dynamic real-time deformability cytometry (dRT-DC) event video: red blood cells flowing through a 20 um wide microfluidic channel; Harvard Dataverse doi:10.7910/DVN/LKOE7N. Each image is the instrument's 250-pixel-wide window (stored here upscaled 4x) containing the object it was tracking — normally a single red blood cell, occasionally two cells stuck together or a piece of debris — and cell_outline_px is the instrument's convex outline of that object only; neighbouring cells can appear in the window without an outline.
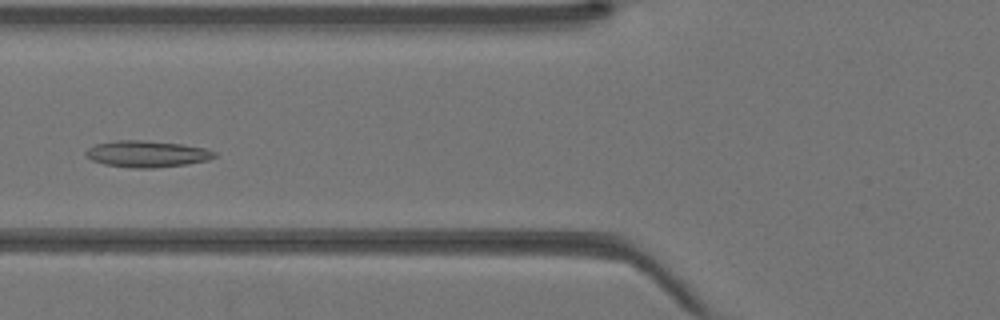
{"species": "Egyptian fruit bat (a non-hibernating species)", "species_latin": "Rousettus aegyptiacus", "temperature_condition": "warm", "stored_images_in_passage": 43, "camera_frame_rate_fps": 3000, "um_per_image_px": 0.085, "animal": {"sex": "female"}, "frame": {"image": 1, "passage_image": 17, "time_ms": 5.333, "image_size_px": [1000, 320], "cell_outline_px": [[216, 156], [208, 160], [188, 164], [156, 168], [136, 168], [104, 164], [92, 160], [84, 152], [88, 148], [96, 144], [116, 140], [144, 140], [180, 144], [204, 148], [216, 152]], "centroid_in_image_um": [12.5, 13.08], "position_along_channel_um": 113.3, "area_um2": 19.77}}
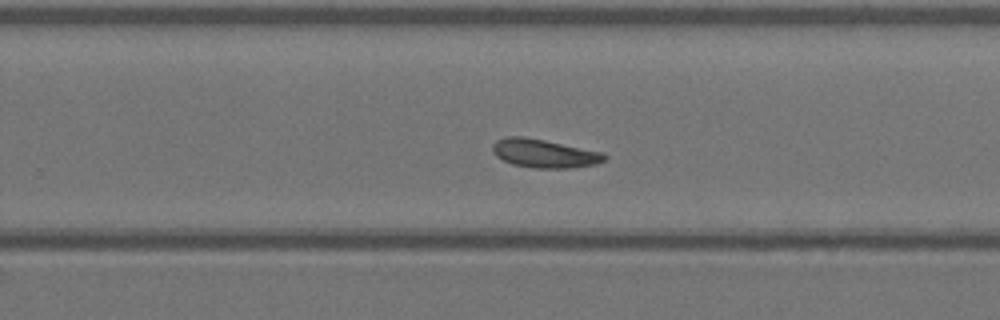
{"frame": {"image": 2, "passage_image": 28, "time_ms": 9.0, "image_size_px": [1000, 320], "cell_outline_px": [[608, 156], [604, 160], [596, 164], [572, 168], [532, 168], [512, 164], [496, 156], [492, 152], [492, 144], [496, 140], [504, 136], [524, 136], [604, 152]], "centroid_in_image_um": [46.25, 13.04], "position_along_channel_um": 283.6, "area_um2": 18.79}}
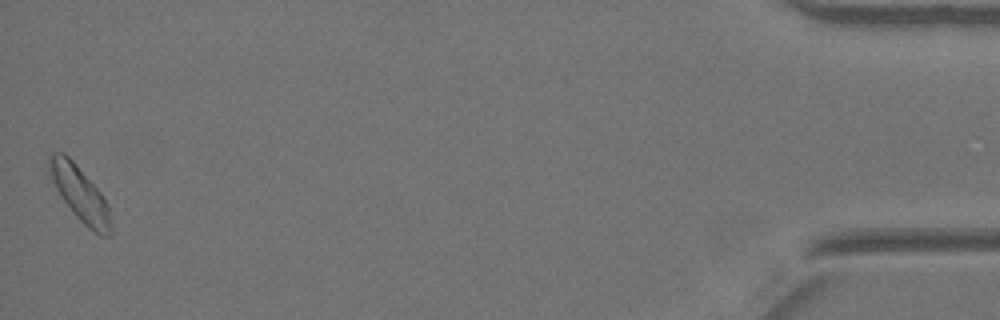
{"frame": {"image": 3, "passage_image": 43, "time_ms": 14.0, "image_size_px": [1000, 320], "cell_outline_px": [[112, 236], [100, 236], [88, 228], [72, 212], [60, 196], [52, 180], [48, 168], [48, 156], [52, 152], [64, 152], [76, 164], [100, 192], [108, 208], [112, 228]], "centroid_in_image_um": [6.78, 16.48], "position_along_channel_um": 428.4, "area_um2": 19.54}}